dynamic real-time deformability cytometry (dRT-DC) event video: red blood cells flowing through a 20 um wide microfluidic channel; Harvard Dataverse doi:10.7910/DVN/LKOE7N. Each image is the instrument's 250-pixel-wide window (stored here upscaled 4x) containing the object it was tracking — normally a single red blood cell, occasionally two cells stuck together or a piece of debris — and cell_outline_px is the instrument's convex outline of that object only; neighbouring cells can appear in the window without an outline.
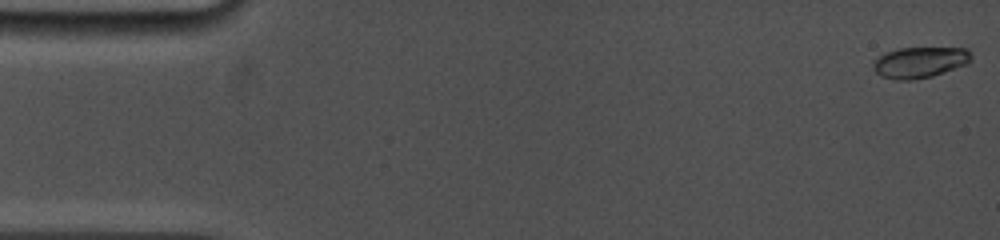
{"species": "common noctule bat (a hibernating species)", "species_latin": "Nyctalus noctula", "temperature_condition": "cold", "stored_images_in_passage": 9, "camera_frame_rate_fps": 5000, "um_per_image_px": 0.085, "animal": {"sex": "female", "body_mass_g": 19.0, "forearm_length_mm": 53.3}, "frame": {"image": 1, "passage_image": 1, "time_ms": 0.0, "image_size_px": [1000, 240], "cell_outline_px": [[972, 60], [968, 64], [932, 76], [912, 80], [896, 80], [880, 76], [872, 68], [872, 64], [884, 52], [900, 48], [968, 48], [972, 56]], "centroid_in_image_um": [78.19, 5.3], "position_along_channel_um": 6.8, "area_um2": 17.8}}
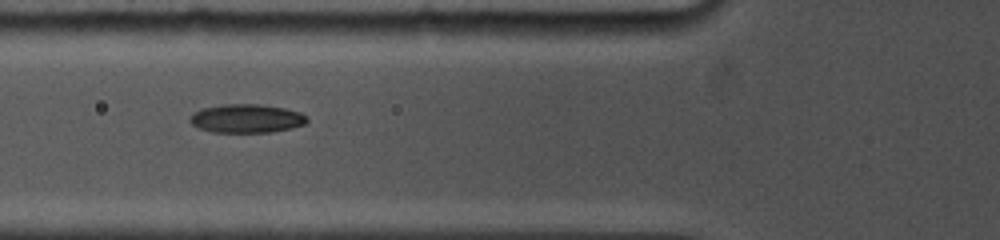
{"frame": {"image": 2, "passage_image": 8, "time_ms": 6.0, "image_size_px": [1000, 240], "cell_outline_px": [[308, 120], [304, 124], [292, 128], [272, 132], [212, 132], [196, 128], [188, 120], [188, 116], [192, 112], [204, 108], [224, 104], [260, 104], [284, 108], [300, 112]], "centroid_in_image_um": [20.89, 10.07], "position_along_channel_um": 104.9, "area_um2": 19.65}}
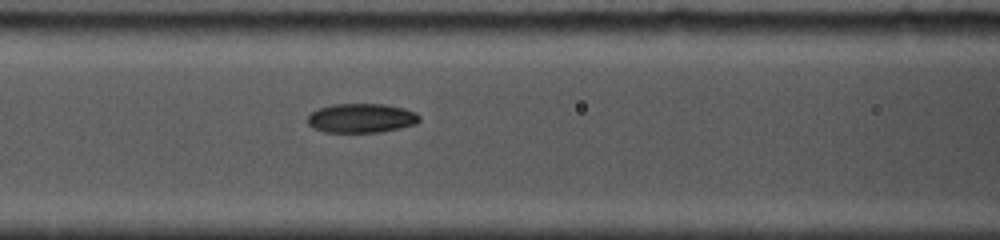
{"frame": {"image": 3, "passage_image": 9, "time_ms": 6.8, "image_size_px": [1000, 240], "cell_outline_px": [[420, 120], [416, 124], [400, 128], [380, 132], [324, 132], [312, 128], [308, 124], [308, 116], [312, 112], [320, 108], [332, 104], [384, 104], [404, 108], [416, 112], [420, 116]], "centroid_in_image_um": [30.73, 10.04], "position_along_channel_um": 135.9, "area_um2": 19.13}}